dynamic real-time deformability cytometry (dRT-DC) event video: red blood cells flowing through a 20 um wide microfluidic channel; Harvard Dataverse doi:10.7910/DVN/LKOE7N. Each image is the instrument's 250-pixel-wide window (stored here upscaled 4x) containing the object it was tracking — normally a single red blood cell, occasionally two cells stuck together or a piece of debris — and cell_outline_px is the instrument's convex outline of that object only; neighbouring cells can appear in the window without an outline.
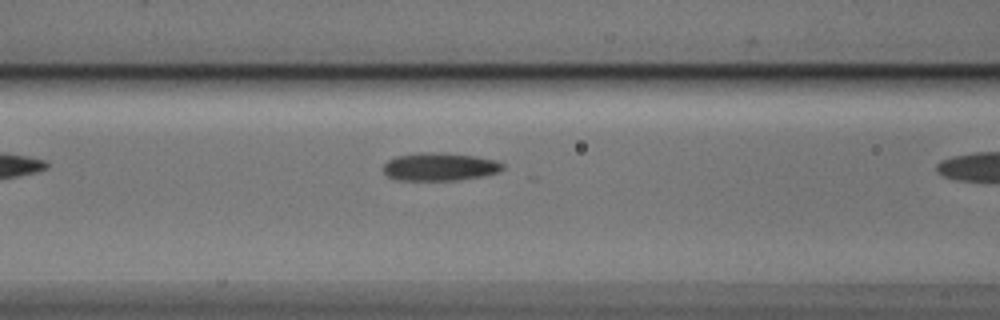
{"species": "Egyptian fruit bat (a non-hibernating species)", "species_latin": "Rousettus aegyptiacus", "temperature_condition": "cold", "stored_images_in_passage": 8, "camera_frame_rate_fps": 3000, "um_per_image_px": 0.085, "animal": {"sex": "male"}, "frame": {"image": 1, "passage_image": 7, "time_ms": 2.0, "image_size_px": [1000, 320], "cell_outline_px": [[504, 168], [500, 172], [484, 176], [460, 180], [396, 180], [388, 176], [384, 172], [384, 164], [388, 160], [396, 156], [420, 152], [432, 152], [476, 156], [496, 160], [504, 164]], "centroid_in_image_um": [37.4, 14.18], "position_along_channel_um": 129.2, "area_um2": 19.59}}